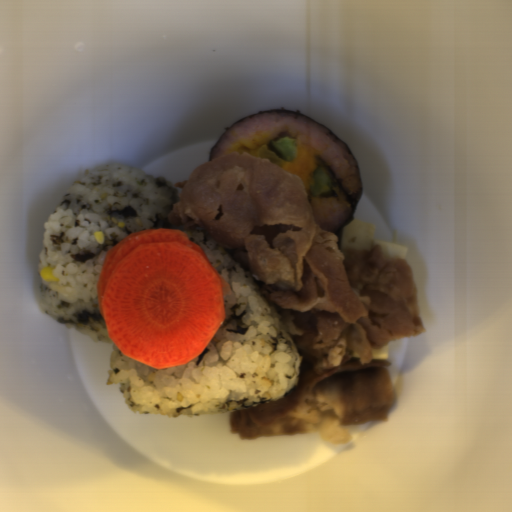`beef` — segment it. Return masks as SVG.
<instances>
[{"label": "beef", "instance_id": "1", "mask_svg": "<svg viewBox=\"0 0 512 512\" xmlns=\"http://www.w3.org/2000/svg\"><path fill=\"white\" fill-rule=\"evenodd\" d=\"M167 217L202 228L235 256L277 311L303 364L279 400L232 411L242 440L316 433L349 444L350 424L387 421L392 361L374 348L426 330L414 272L380 245L339 250L316 223L300 178L251 153H231L191 170Z\"/></svg>", "mask_w": 512, "mask_h": 512}]
</instances>
